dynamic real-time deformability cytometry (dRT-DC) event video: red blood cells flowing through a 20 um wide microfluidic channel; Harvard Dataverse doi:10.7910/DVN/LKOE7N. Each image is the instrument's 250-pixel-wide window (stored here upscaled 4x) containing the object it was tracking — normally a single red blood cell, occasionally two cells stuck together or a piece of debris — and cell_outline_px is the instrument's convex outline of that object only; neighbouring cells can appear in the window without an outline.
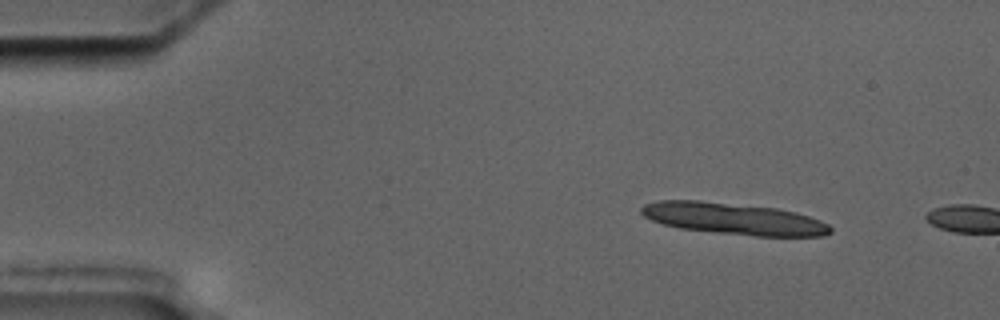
{"species": "common noctule bat (a hibernating species)", "species_latin": "Nyctalus noctula", "temperature_condition": "cold", "stored_images_in_passage": 2, "camera_frame_rate_fps": 3000, "um_per_image_px": 0.085, "animal": {"sex": "male", "body_mass_g": 17.5, "forearm_length_mm": 52.3}, "frame": {"image": 1, "passage_image": 1, "time_ms": 0.0, "image_size_px": [1000, 320], "cell_outline_px": [[832, 232], [824, 236], [756, 236], [716, 232], [680, 228], [664, 224], [652, 220], [644, 216], [640, 212], [640, 208], [644, 204], [660, 200], [700, 200], [776, 208], [796, 212], [820, 220], [828, 224], [832, 228]], "centroid_in_image_um": [62.37, 18.58], "position_along_channel_um": 22.6, "area_um2": 34.8}}